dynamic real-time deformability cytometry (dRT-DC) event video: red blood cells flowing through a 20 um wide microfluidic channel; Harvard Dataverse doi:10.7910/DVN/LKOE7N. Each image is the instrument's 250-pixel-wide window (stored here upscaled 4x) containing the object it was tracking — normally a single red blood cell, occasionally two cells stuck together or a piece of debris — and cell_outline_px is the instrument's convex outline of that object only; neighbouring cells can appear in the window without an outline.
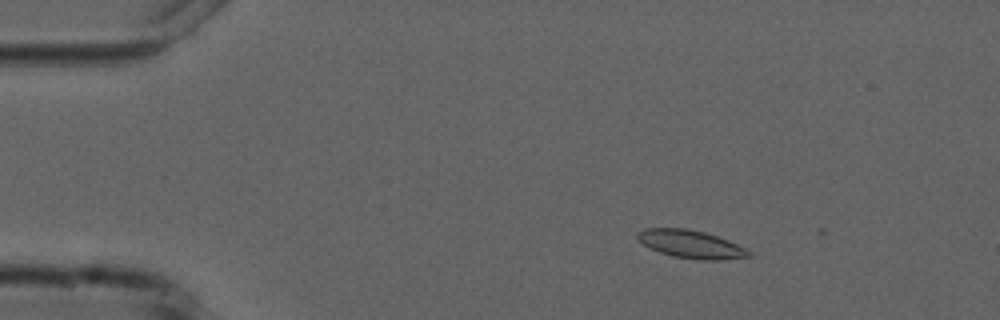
{"species": "common noctule bat (a hibernating species)", "species_latin": "Nyctalus noctula", "temperature_condition": "cold", "stored_images_in_passage": 5, "camera_frame_rate_fps": 3000, "um_per_image_px": 0.085, "animal": {"sex": "male", "forearm_length_mm": 52.5}, "frame": {"image": 1, "passage_image": 3, "time_ms": 2.333, "image_size_px": [1000, 320], "cell_outline_px": [[752, 256], [720, 260], [700, 260], [672, 256], [648, 248], [636, 240], [636, 232], [644, 228], [688, 228], [704, 232], [728, 240], [752, 252]], "centroid_in_image_um": [58.67, 20.75], "position_along_channel_um": 26.3, "area_um2": 18.32}}